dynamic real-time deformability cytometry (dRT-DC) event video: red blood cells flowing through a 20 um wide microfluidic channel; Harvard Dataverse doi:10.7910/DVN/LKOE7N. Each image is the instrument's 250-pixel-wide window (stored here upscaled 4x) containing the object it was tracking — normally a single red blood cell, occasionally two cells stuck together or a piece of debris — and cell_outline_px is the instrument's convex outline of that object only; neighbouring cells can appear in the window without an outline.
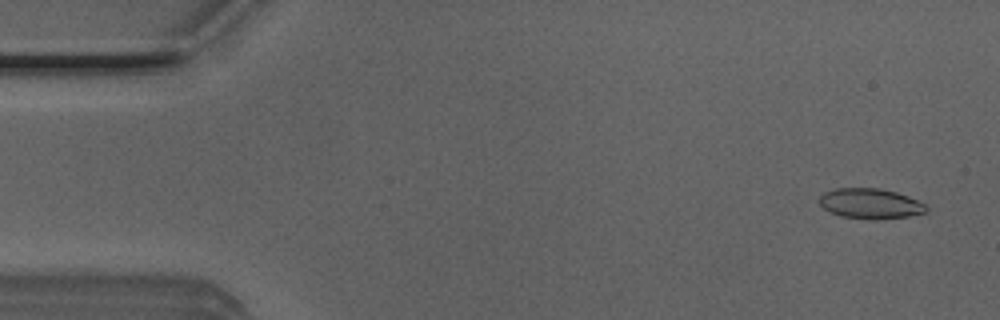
{"species": "Egyptian fruit bat (a non-hibernating species)", "species_latin": "Rousettus aegyptiacus", "temperature_condition": "room temperature", "stored_images_in_passage": 51, "camera_frame_rate_fps": 3000, "um_per_image_px": 0.085, "animal": {"sex": "male"}, "frame": {"image": 1, "passage_image": 3, "time_ms": 0.667, "image_size_px": [1000, 320], "cell_outline_px": [[928, 212], [908, 216], [876, 220], [840, 216], [828, 212], [820, 204], [820, 196], [824, 192], [836, 188], [880, 188], [896, 192], [908, 196], [924, 204], [928, 208]], "centroid_in_image_um": [73.97, 17.31], "position_along_channel_um": 11.0, "area_um2": 18.9}}
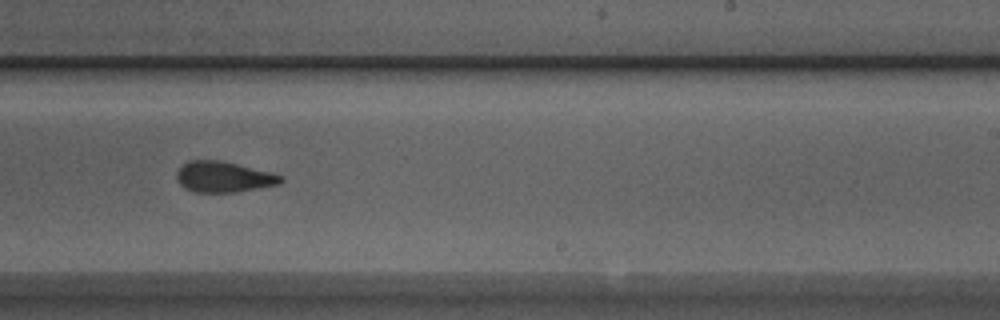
{"frame": {"image": 2, "passage_image": 31, "time_ms": 10.0, "image_size_px": [1000, 320], "cell_outline_px": [[284, 180], [280, 184], [236, 192], [192, 192], [184, 188], [176, 180], [176, 172], [188, 160], [220, 160], [272, 172], [284, 176]], "centroid_in_image_um": [19.01, 15.04], "position_along_channel_um": 270.0, "area_um2": 18.84}}
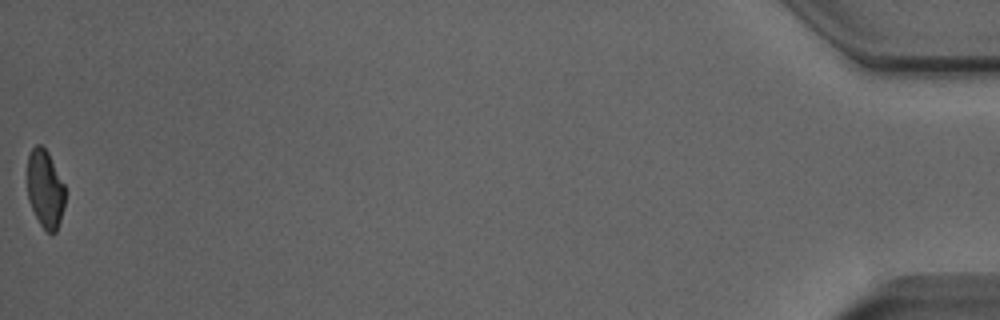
{"frame": {"image": 3, "passage_image": 51, "time_ms": 16.667, "image_size_px": [1000, 320], "cell_outline_px": [[64, 208], [56, 232], [52, 236], [40, 224], [28, 200], [28, 156], [32, 148], [36, 144], [40, 144], [48, 152], [64, 184]], "centroid_in_image_um": [3.84, 16.07], "position_along_channel_um": 431.4, "area_um2": 17.05}, "authors_computed_cell_mechanics": {"area_um2": 19.1896, "velocity_mm_per_s": 4.0227, "shape_relaxation_time_tau1_ms": 8.316, "shape_relaxation_time_tau2_ms": 1.8126, "deformation_change_tau1": 0.1864, "deformation_change_tau2": 0.0807}}